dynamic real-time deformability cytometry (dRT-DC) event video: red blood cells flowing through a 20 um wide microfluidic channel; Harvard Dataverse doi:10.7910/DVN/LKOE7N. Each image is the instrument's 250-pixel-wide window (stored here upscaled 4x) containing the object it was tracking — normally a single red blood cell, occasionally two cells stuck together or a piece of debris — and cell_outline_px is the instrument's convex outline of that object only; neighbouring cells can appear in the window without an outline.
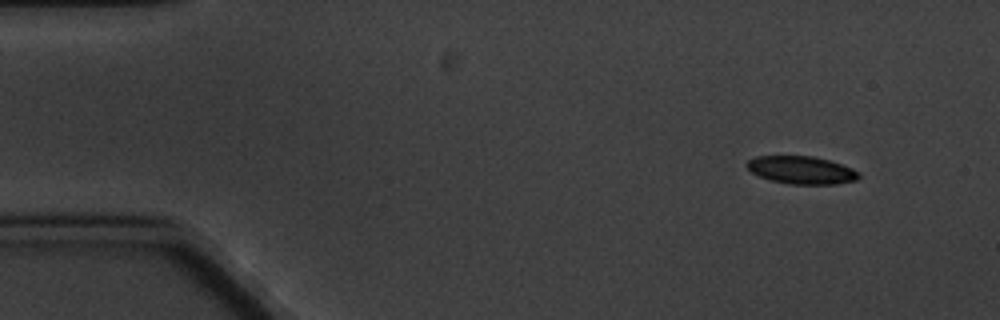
{"species": "common noctule bat (a hibernating species)", "species_latin": "Nyctalus noctula", "temperature_condition": "cold", "stored_images_in_passage": 7, "camera_frame_rate_fps": 3000, "um_per_image_px": 0.085, "animal": {"sex": "male", "body_mass_g": 20.1, "forearm_length_mm": 53.5}, "frame": {"image": 1, "passage_image": 1, "time_ms": 0.0, "image_size_px": [1000, 320], "cell_outline_px": [[860, 176], [856, 180], [836, 184], [788, 184], [768, 180], [752, 172], [744, 164], [748, 160], [756, 156], [812, 156], [828, 160], [852, 168], [860, 172]], "centroid_in_image_um": [68.11, 14.46], "position_along_channel_um": 16.9, "area_um2": 18.15}}